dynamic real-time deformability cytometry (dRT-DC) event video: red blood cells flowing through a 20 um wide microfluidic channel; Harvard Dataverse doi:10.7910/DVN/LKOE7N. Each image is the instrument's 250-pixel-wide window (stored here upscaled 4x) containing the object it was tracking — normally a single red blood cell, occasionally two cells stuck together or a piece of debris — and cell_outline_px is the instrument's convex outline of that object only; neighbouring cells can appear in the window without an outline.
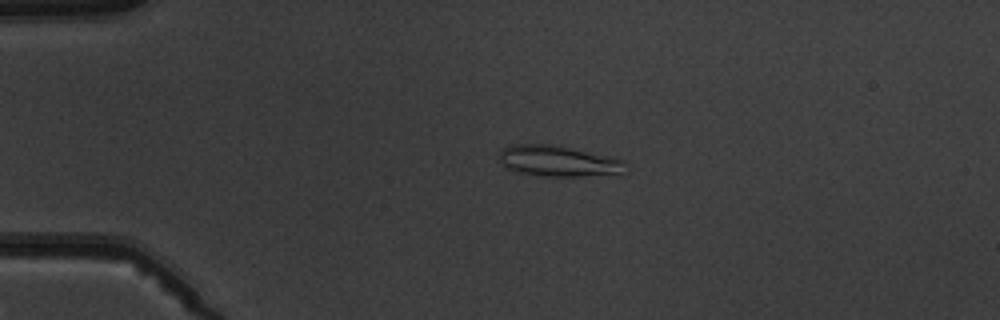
{"species": "common noctule bat (a hibernating species)", "species_latin": "Nyctalus noctula", "temperature_condition": "warm", "stored_images_in_passage": 5, "camera_frame_rate_fps": 3000, "um_per_image_px": 0.085, "animal": {"sex": "male", "body_mass_g": 19.5, "forearm_length_mm": 54.6}, "frame": {"image": 1, "passage_image": 4, "time_ms": 3.333, "image_size_px": [1000, 320], "cell_outline_px": [[620, 176], [536, 176], [504, 168], [500, 164], [500, 152], [504, 148], [512, 144], [548, 144], [568, 148], [620, 160]], "centroid_in_image_um": [47.32, 13.72], "position_along_channel_um": 37.7, "area_um2": 22.2}}